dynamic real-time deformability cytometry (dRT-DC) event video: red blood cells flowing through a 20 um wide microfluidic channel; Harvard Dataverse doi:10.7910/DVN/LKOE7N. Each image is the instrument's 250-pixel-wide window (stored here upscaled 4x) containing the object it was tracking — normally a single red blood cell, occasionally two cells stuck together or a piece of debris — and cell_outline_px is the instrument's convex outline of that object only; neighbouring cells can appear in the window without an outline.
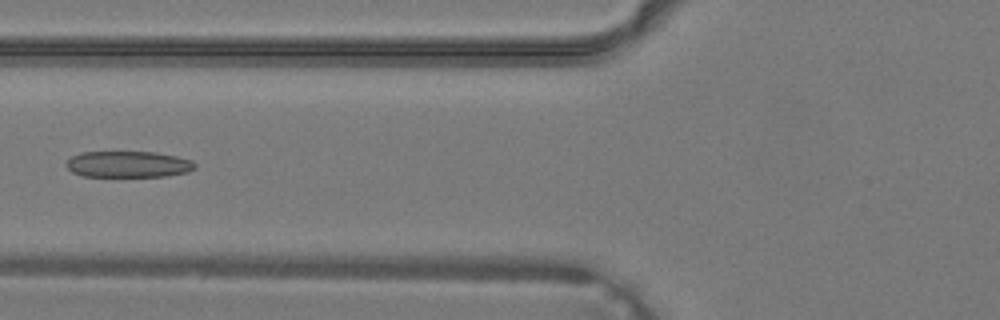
{"species": "common noctule bat (a hibernating species)", "species_latin": "Nyctalus noctula", "temperature_condition": "warm", "stored_images_in_passage": 31, "camera_frame_rate_fps": 3000, "um_per_image_px": 0.085, "animal": {"sex": "male", "body_mass_g": 19.2, "forearm_length_mm": 51.8}, "frame": {"image": 1, "passage_image": 8, "time_ms": 2.333, "image_size_px": [1000, 320], "cell_outline_px": [[196, 168], [188, 172], [164, 176], [84, 176], [72, 172], [64, 164], [72, 156], [80, 152], [156, 152], [176, 156], [192, 160], [196, 164]], "centroid_in_image_um": [10.91, 13.96], "position_along_channel_um": 114.9, "area_um2": 19.71}}
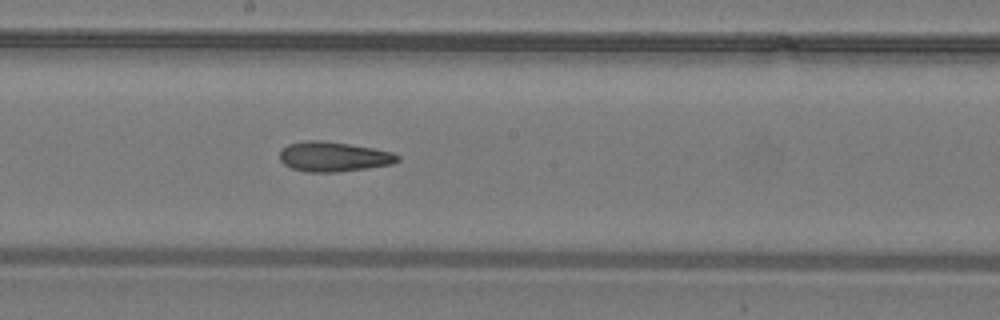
{"frame": {"image": 2, "passage_image": 14, "time_ms": 4.333, "image_size_px": [1000, 320], "cell_outline_px": [[400, 160], [392, 164], [368, 168], [336, 172], [308, 172], [292, 168], [284, 164], [280, 160], [280, 148], [288, 144], [308, 140], [324, 140], [372, 148], [392, 152], [400, 156]], "centroid_in_image_um": [28.34, 13.31], "position_along_channel_um": 219.9, "area_um2": 20.52}}
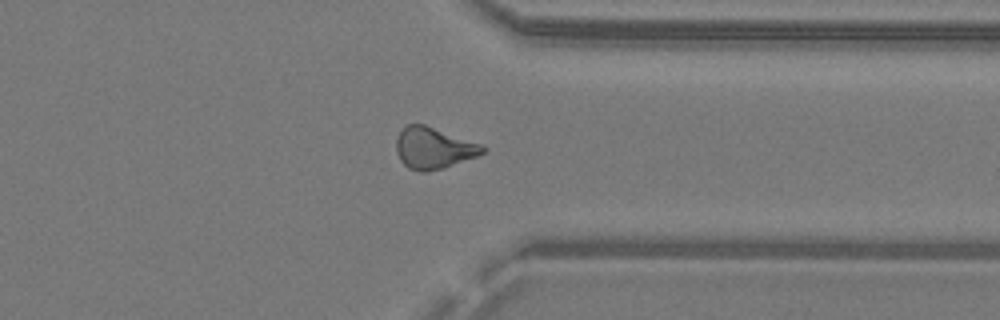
{"frame": {"image": 3, "passage_image": 23, "time_ms": 7.333, "image_size_px": [1000, 320], "cell_outline_px": [[488, 148], [484, 152], [476, 156], [444, 168], [428, 172], [420, 172], [408, 168], [400, 160], [396, 152], [396, 136], [408, 124], [424, 124], [484, 144]], "centroid_in_image_um": [36.87, 12.59], "position_along_channel_um": 374.5, "area_um2": 21.1}}